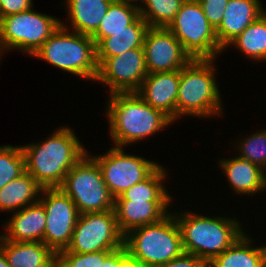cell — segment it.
Here are the masks:
<instances>
[{
  "label": "cell",
  "mask_w": 266,
  "mask_h": 267,
  "mask_svg": "<svg viewBox=\"0 0 266 267\" xmlns=\"http://www.w3.org/2000/svg\"><path fill=\"white\" fill-rule=\"evenodd\" d=\"M68 126L57 129L42 142L21 145L26 172L43 188L59 187L66 174L88 152Z\"/></svg>",
  "instance_id": "1"
},
{
  "label": "cell",
  "mask_w": 266,
  "mask_h": 267,
  "mask_svg": "<svg viewBox=\"0 0 266 267\" xmlns=\"http://www.w3.org/2000/svg\"><path fill=\"white\" fill-rule=\"evenodd\" d=\"M106 117L114 147L142 141L173 124L162 111L151 107L135 92L112 93L106 103Z\"/></svg>",
  "instance_id": "2"
},
{
  "label": "cell",
  "mask_w": 266,
  "mask_h": 267,
  "mask_svg": "<svg viewBox=\"0 0 266 267\" xmlns=\"http://www.w3.org/2000/svg\"><path fill=\"white\" fill-rule=\"evenodd\" d=\"M187 212L174 213L184 252L200 257L206 264L228 249L243 233L234 218L209 217Z\"/></svg>",
  "instance_id": "3"
},
{
  "label": "cell",
  "mask_w": 266,
  "mask_h": 267,
  "mask_svg": "<svg viewBox=\"0 0 266 267\" xmlns=\"http://www.w3.org/2000/svg\"><path fill=\"white\" fill-rule=\"evenodd\" d=\"M172 213L158 223L137 227L124 235V246L133 265L160 267L184 252L181 232Z\"/></svg>",
  "instance_id": "4"
},
{
  "label": "cell",
  "mask_w": 266,
  "mask_h": 267,
  "mask_svg": "<svg viewBox=\"0 0 266 267\" xmlns=\"http://www.w3.org/2000/svg\"><path fill=\"white\" fill-rule=\"evenodd\" d=\"M215 59H192L180 69L177 119L221 115L223 105L215 77Z\"/></svg>",
  "instance_id": "5"
},
{
  "label": "cell",
  "mask_w": 266,
  "mask_h": 267,
  "mask_svg": "<svg viewBox=\"0 0 266 267\" xmlns=\"http://www.w3.org/2000/svg\"><path fill=\"white\" fill-rule=\"evenodd\" d=\"M32 57L91 81H96L98 75L94 40L61 25Z\"/></svg>",
  "instance_id": "6"
},
{
  "label": "cell",
  "mask_w": 266,
  "mask_h": 267,
  "mask_svg": "<svg viewBox=\"0 0 266 267\" xmlns=\"http://www.w3.org/2000/svg\"><path fill=\"white\" fill-rule=\"evenodd\" d=\"M59 188L74 202L79 214L114 209L115 198L103 179L98 163L84 155L66 174Z\"/></svg>",
  "instance_id": "7"
},
{
  "label": "cell",
  "mask_w": 266,
  "mask_h": 267,
  "mask_svg": "<svg viewBox=\"0 0 266 267\" xmlns=\"http://www.w3.org/2000/svg\"><path fill=\"white\" fill-rule=\"evenodd\" d=\"M60 25V19L33 8L0 18V55L17 49L31 57Z\"/></svg>",
  "instance_id": "8"
},
{
  "label": "cell",
  "mask_w": 266,
  "mask_h": 267,
  "mask_svg": "<svg viewBox=\"0 0 266 267\" xmlns=\"http://www.w3.org/2000/svg\"><path fill=\"white\" fill-rule=\"evenodd\" d=\"M167 28L191 59H217L224 50L197 0H185Z\"/></svg>",
  "instance_id": "9"
},
{
  "label": "cell",
  "mask_w": 266,
  "mask_h": 267,
  "mask_svg": "<svg viewBox=\"0 0 266 267\" xmlns=\"http://www.w3.org/2000/svg\"><path fill=\"white\" fill-rule=\"evenodd\" d=\"M124 245V235L120 232L115 211L80 214L72 239L66 250L61 252L92 253L116 250Z\"/></svg>",
  "instance_id": "10"
},
{
  "label": "cell",
  "mask_w": 266,
  "mask_h": 267,
  "mask_svg": "<svg viewBox=\"0 0 266 267\" xmlns=\"http://www.w3.org/2000/svg\"><path fill=\"white\" fill-rule=\"evenodd\" d=\"M102 172L103 179L114 198L146 179L160 164L134 154H126L122 147H112L106 154L90 155Z\"/></svg>",
  "instance_id": "11"
},
{
  "label": "cell",
  "mask_w": 266,
  "mask_h": 267,
  "mask_svg": "<svg viewBox=\"0 0 266 267\" xmlns=\"http://www.w3.org/2000/svg\"><path fill=\"white\" fill-rule=\"evenodd\" d=\"M40 195L39 201L46 210L43 242L57 255L69 246L80 214L59 187L43 188Z\"/></svg>",
  "instance_id": "12"
},
{
  "label": "cell",
  "mask_w": 266,
  "mask_h": 267,
  "mask_svg": "<svg viewBox=\"0 0 266 267\" xmlns=\"http://www.w3.org/2000/svg\"><path fill=\"white\" fill-rule=\"evenodd\" d=\"M148 72L144 48H135L107 58L99 67L96 81L109 86V94L136 92Z\"/></svg>",
  "instance_id": "13"
},
{
  "label": "cell",
  "mask_w": 266,
  "mask_h": 267,
  "mask_svg": "<svg viewBox=\"0 0 266 267\" xmlns=\"http://www.w3.org/2000/svg\"><path fill=\"white\" fill-rule=\"evenodd\" d=\"M143 48L148 74L180 70L192 60L167 27H150Z\"/></svg>",
  "instance_id": "14"
},
{
  "label": "cell",
  "mask_w": 266,
  "mask_h": 267,
  "mask_svg": "<svg viewBox=\"0 0 266 267\" xmlns=\"http://www.w3.org/2000/svg\"><path fill=\"white\" fill-rule=\"evenodd\" d=\"M179 79L180 70L150 73L135 93L174 123L177 120Z\"/></svg>",
  "instance_id": "15"
},
{
  "label": "cell",
  "mask_w": 266,
  "mask_h": 267,
  "mask_svg": "<svg viewBox=\"0 0 266 267\" xmlns=\"http://www.w3.org/2000/svg\"><path fill=\"white\" fill-rule=\"evenodd\" d=\"M172 201L115 200L114 211L120 232L160 222L170 212ZM168 209V210H167Z\"/></svg>",
  "instance_id": "16"
},
{
  "label": "cell",
  "mask_w": 266,
  "mask_h": 267,
  "mask_svg": "<svg viewBox=\"0 0 266 267\" xmlns=\"http://www.w3.org/2000/svg\"><path fill=\"white\" fill-rule=\"evenodd\" d=\"M265 11L259 0H229L221 24L215 30L219 45L226 50L228 44Z\"/></svg>",
  "instance_id": "17"
},
{
  "label": "cell",
  "mask_w": 266,
  "mask_h": 267,
  "mask_svg": "<svg viewBox=\"0 0 266 267\" xmlns=\"http://www.w3.org/2000/svg\"><path fill=\"white\" fill-rule=\"evenodd\" d=\"M4 225L1 236L15 242H43L46 210L40 201L16 211Z\"/></svg>",
  "instance_id": "18"
},
{
  "label": "cell",
  "mask_w": 266,
  "mask_h": 267,
  "mask_svg": "<svg viewBox=\"0 0 266 267\" xmlns=\"http://www.w3.org/2000/svg\"><path fill=\"white\" fill-rule=\"evenodd\" d=\"M0 248L10 267H56L57 255L44 242H15L0 234Z\"/></svg>",
  "instance_id": "19"
},
{
  "label": "cell",
  "mask_w": 266,
  "mask_h": 267,
  "mask_svg": "<svg viewBox=\"0 0 266 267\" xmlns=\"http://www.w3.org/2000/svg\"><path fill=\"white\" fill-rule=\"evenodd\" d=\"M218 164L236 193L256 195L264 191L265 170L258 165L236 156L231 159L222 158Z\"/></svg>",
  "instance_id": "20"
},
{
  "label": "cell",
  "mask_w": 266,
  "mask_h": 267,
  "mask_svg": "<svg viewBox=\"0 0 266 267\" xmlns=\"http://www.w3.org/2000/svg\"><path fill=\"white\" fill-rule=\"evenodd\" d=\"M114 0H65L69 25L61 22L64 28L70 31L92 36L98 29L101 19L108 11Z\"/></svg>",
  "instance_id": "21"
},
{
  "label": "cell",
  "mask_w": 266,
  "mask_h": 267,
  "mask_svg": "<svg viewBox=\"0 0 266 267\" xmlns=\"http://www.w3.org/2000/svg\"><path fill=\"white\" fill-rule=\"evenodd\" d=\"M147 22L139 16L126 30L111 33L96 45V60L98 67L109 57L118 56L125 51L143 48L147 30Z\"/></svg>",
  "instance_id": "22"
},
{
  "label": "cell",
  "mask_w": 266,
  "mask_h": 267,
  "mask_svg": "<svg viewBox=\"0 0 266 267\" xmlns=\"http://www.w3.org/2000/svg\"><path fill=\"white\" fill-rule=\"evenodd\" d=\"M42 189L43 187L29 173L25 172L0 189V210L15 213L38 202Z\"/></svg>",
  "instance_id": "23"
},
{
  "label": "cell",
  "mask_w": 266,
  "mask_h": 267,
  "mask_svg": "<svg viewBox=\"0 0 266 267\" xmlns=\"http://www.w3.org/2000/svg\"><path fill=\"white\" fill-rule=\"evenodd\" d=\"M252 239L244 232L228 249L208 263L207 267H263L265 245L253 247Z\"/></svg>",
  "instance_id": "24"
},
{
  "label": "cell",
  "mask_w": 266,
  "mask_h": 267,
  "mask_svg": "<svg viewBox=\"0 0 266 267\" xmlns=\"http://www.w3.org/2000/svg\"><path fill=\"white\" fill-rule=\"evenodd\" d=\"M139 16V7L114 0L91 38L97 45L103 38L111 36V33L126 30Z\"/></svg>",
  "instance_id": "25"
},
{
  "label": "cell",
  "mask_w": 266,
  "mask_h": 267,
  "mask_svg": "<svg viewBox=\"0 0 266 267\" xmlns=\"http://www.w3.org/2000/svg\"><path fill=\"white\" fill-rule=\"evenodd\" d=\"M229 45L238 48L246 58L266 60V12L234 38L227 48Z\"/></svg>",
  "instance_id": "26"
},
{
  "label": "cell",
  "mask_w": 266,
  "mask_h": 267,
  "mask_svg": "<svg viewBox=\"0 0 266 267\" xmlns=\"http://www.w3.org/2000/svg\"><path fill=\"white\" fill-rule=\"evenodd\" d=\"M166 174L165 168L159 165L146 179L124 191L115 200L173 201L162 184Z\"/></svg>",
  "instance_id": "27"
},
{
  "label": "cell",
  "mask_w": 266,
  "mask_h": 267,
  "mask_svg": "<svg viewBox=\"0 0 266 267\" xmlns=\"http://www.w3.org/2000/svg\"><path fill=\"white\" fill-rule=\"evenodd\" d=\"M185 0H145L139 6L140 16L149 27H168ZM143 6V7H142Z\"/></svg>",
  "instance_id": "28"
},
{
  "label": "cell",
  "mask_w": 266,
  "mask_h": 267,
  "mask_svg": "<svg viewBox=\"0 0 266 267\" xmlns=\"http://www.w3.org/2000/svg\"><path fill=\"white\" fill-rule=\"evenodd\" d=\"M26 172L25 156L21 146H0V189Z\"/></svg>",
  "instance_id": "29"
},
{
  "label": "cell",
  "mask_w": 266,
  "mask_h": 267,
  "mask_svg": "<svg viewBox=\"0 0 266 267\" xmlns=\"http://www.w3.org/2000/svg\"><path fill=\"white\" fill-rule=\"evenodd\" d=\"M236 145L239 150L238 157L256 164L263 170H266V130H258L251 133L248 137L240 140Z\"/></svg>",
  "instance_id": "30"
},
{
  "label": "cell",
  "mask_w": 266,
  "mask_h": 267,
  "mask_svg": "<svg viewBox=\"0 0 266 267\" xmlns=\"http://www.w3.org/2000/svg\"><path fill=\"white\" fill-rule=\"evenodd\" d=\"M56 267H100V251L92 253L59 252Z\"/></svg>",
  "instance_id": "31"
},
{
  "label": "cell",
  "mask_w": 266,
  "mask_h": 267,
  "mask_svg": "<svg viewBox=\"0 0 266 267\" xmlns=\"http://www.w3.org/2000/svg\"><path fill=\"white\" fill-rule=\"evenodd\" d=\"M132 265L124 245L116 250L100 251V267H131Z\"/></svg>",
  "instance_id": "32"
},
{
  "label": "cell",
  "mask_w": 266,
  "mask_h": 267,
  "mask_svg": "<svg viewBox=\"0 0 266 267\" xmlns=\"http://www.w3.org/2000/svg\"><path fill=\"white\" fill-rule=\"evenodd\" d=\"M210 25L216 30L221 24L229 0H197Z\"/></svg>",
  "instance_id": "33"
},
{
  "label": "cell",
  "mask_w": 266,
  "mask_h": 267,
  "mask_svg": "<svg viewBox=\"0 0 266 267\" xmlns=\"http://www.w3.org/2000/svg\"><path fill=\"white\" fill-rule=\"evenodd\" d=\"M33 8L32 0H0V18Z\"/></svg>",
  "instance_id": "34"
},
{
  "label": "cell",
  "mask_w": 266,
  "mask_h": 267,
  "mask_svg": "<svg viewBox=\"0 0 266 267\" xmlns=\"http://www.w3.org/2000/svg\"><path fill=\"white\" fill-rule=\"evenodd\" d=\"M160 267H207V264L200 257L183 252L180 256Z\"/></svg>",
  "instance_id": "35"
},
{
  "label": "cell",
  "mask_w": 266,
  "mask_h": 267,
  "mask_svg": "<svg viewBox=\"0 0 266 267\" xmlns=\"http://www.w3.org/2000/svg\"><path fill=\"white\" fill-rule=\"evenodd\" d=\"M0 267H10L6 255L3 250L0 248Z\"/></svg>",
  "instance_id": "36"
},
{
  "label": "cell",
  "mask_w": 266,
  "mask_h": 267,
  "mask_svg": "<svg viewBox=\"0 0 266 267\" xmlns=\"http://www.w3.org/2000/svg\"><path fill=\"white\" fill-rule=\"evenodd\" d=\"M118 1H121V2H124L126 4H130V5H133V6H137L139 7V5H137L138 1H140V4L144 3L145 0H118ZM137 2V3H136ZM136 3V4H135Z\"/></svg>",
  "instance_id": "37"
},
{
  "label": "cell",
  "mask_w": 266,
  "mask_h": 267,
  "mask_svg": "<svg viewBox=\"0 0 266 267\" xmlns=\"http://www.w3.org/2000/svg\"><path fill=\"white\" fill-rule=\"evenodd\" d=\"M263 267H266V245L264 248Z\"/></svg>",
  "instance_id": "38"
},
{
  "label": "cell",
  "mask_w": 266,
  "mask_h": 267,
  "mask_svg": "<svg viewBox=\"0 0 266 267\" xmlns=\"http://www.w3.org/2000/svg\"><path fill=\"white\" fill-rule=\"evenodd\" d=\"M264 189H266V172H264Z\"/></svg>",
  "instance_id": "39"
}]
</instances>
